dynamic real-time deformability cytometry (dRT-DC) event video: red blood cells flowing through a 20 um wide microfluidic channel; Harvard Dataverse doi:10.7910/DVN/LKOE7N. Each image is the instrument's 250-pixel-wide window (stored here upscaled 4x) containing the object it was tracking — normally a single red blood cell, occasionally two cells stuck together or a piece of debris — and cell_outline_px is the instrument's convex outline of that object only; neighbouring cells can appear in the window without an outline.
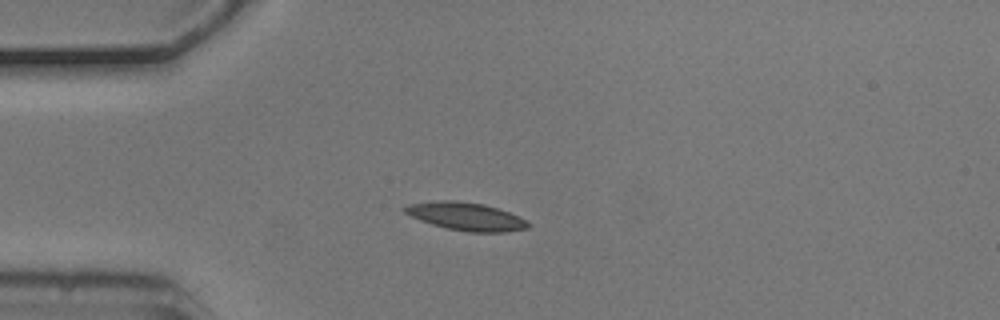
{"species": "common noctule bat (a hibernating species)", "species_latin": "Nyctalus noctula", "temperature_condition": "cold", "stored_images_in_passage": 5, "camera_frame_rate_fps": 3000, "um_per_image_px": 0.085, "animal": {"sex": "male", "body_mass_g": 20.5, "forearm_length_mm": 52.5}, "frame": {"image": 1, "passage_image": 3, "time_ms": 0.667, "image_size_px": [1000, 320], "cell_outline_px": [[532, 224], [528, 228], [504, 232], [468, 232], [448, 228], [432, 224], [420, 220], [404, 212], [400, 208], [408, 204], [440, 200], [452, 200], [484, 204], [508, 212]], "centroid_in_image_um": [39.58, 18.39], "position_along_channel_um": 45.4, "area_um2": 19.88}}
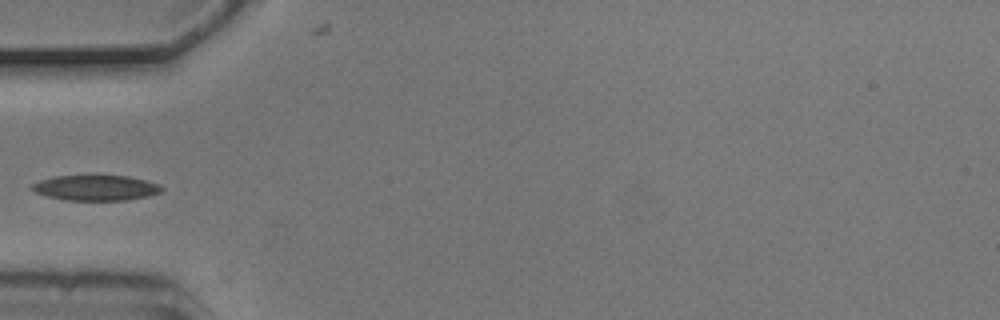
{"frame": {"image": 2, "passage_image": 4, "time_ms": 1.0, "image_size_px": [1000, 320], "cell_outline_px": [[164, 188], [160, 192], [148, 196], [124, 200], [64, 200], [48, 196], [36, 192], [28, 188], [32, 184], [40, 180], [56, 176], [92, 172], [128, 176], [160, 184]], "centroid_in_image_um": [8.12, 15.91], "position_along_channel_um": 76.9, "area_um2": 20.06}}
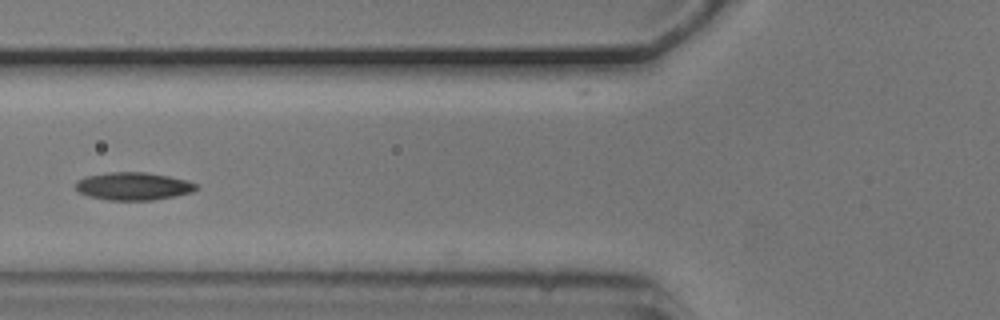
{"frame": {"image": 3, "passage_image": 5, "time_ms": 1.333, "image_size_px": [1000, 320], "cell_outline_px": [[200, 188], [192, 192], [176, 196], [152, 200], [108, 200], [88, 196], [80, 192], [76, 188], [76, 180], [84, 176], [108, 172], [144, 172], [168, 176], [200, 184]], "centroid_in_image_um": [11.34, 15.82], "position_along_channel_um": 114.5, "area_um2": 19.65}}